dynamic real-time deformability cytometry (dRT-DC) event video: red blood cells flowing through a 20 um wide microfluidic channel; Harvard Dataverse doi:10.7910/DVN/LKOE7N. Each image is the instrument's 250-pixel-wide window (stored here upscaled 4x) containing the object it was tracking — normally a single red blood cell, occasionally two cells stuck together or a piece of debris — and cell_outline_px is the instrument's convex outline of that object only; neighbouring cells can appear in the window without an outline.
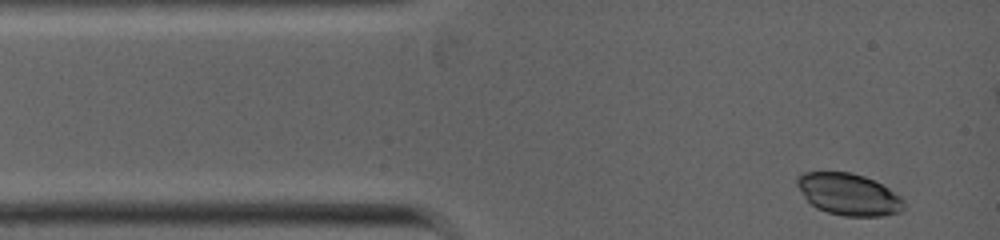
{"species": "common noctule bat (a hibernating species)", "species_latin": "Nyctalus noctula", "temperature_condition": "warm", "stored_images_in_passage": 4, "camera_frame_rate_fps": 5000, "um_per_image_px": 0.085, "animal": {"sex": "female", "body_mass_g": 19.0, "forearm_length_mm": 53.3}, "frame": {"image": 1, "passage_image": 1, "time_ms": 0.0, "image_size_px": [1000, 240], "cell_outline_px": [[904, 212], [880, 216], [844, 216], [828, 212], [816, 208], [804, 196], [796, 184], [796, 180], [804, 172], [852, 172], [864, 176], [888, 188], [900, 196], [904, 200]], "centroid_in_image_um": [72.16, 16.53], "position_along_channel_um": 12.8, "area_um2": 25.89}}